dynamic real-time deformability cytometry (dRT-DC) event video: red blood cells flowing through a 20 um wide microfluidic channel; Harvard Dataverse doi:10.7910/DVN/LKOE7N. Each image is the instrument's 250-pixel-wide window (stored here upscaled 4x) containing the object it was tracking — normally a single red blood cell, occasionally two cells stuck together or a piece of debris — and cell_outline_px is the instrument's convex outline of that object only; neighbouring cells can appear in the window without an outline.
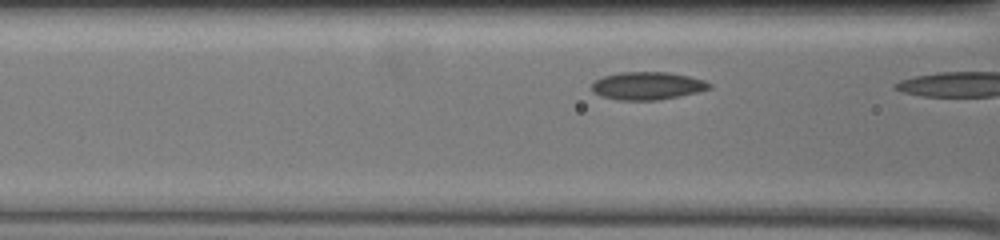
{"species": "common noctule bat (a hibernating species)", "species_latin": "Nyctalus noctula", "temperature_condition": "warm", "stored_images_in_passage": 8, "camera_frame_rate_fps": 3000, "um_per_image_px": 0.085, "animal": {"sex": "female", "body_mass_g": 19.5, "forearm_length_mm": 54.1}, "frame": {"image": 1, "passage_image": 7, "time_ms": 2.0, "image_size_px": [1000, 240], "cell_outline_px": [[712, 88], [696, 92], [656, 100], [620, 100], [600, 96], [592, 92], [592, 84], [596, 80], [604, 76], [620, 72], [668, 72], [688, 76], [704, 80], [712, 84]], "centroid_in_image_um": [55.01, 7.29], "position_along_channel_um": 111.6, "area_um2": 18.9}}